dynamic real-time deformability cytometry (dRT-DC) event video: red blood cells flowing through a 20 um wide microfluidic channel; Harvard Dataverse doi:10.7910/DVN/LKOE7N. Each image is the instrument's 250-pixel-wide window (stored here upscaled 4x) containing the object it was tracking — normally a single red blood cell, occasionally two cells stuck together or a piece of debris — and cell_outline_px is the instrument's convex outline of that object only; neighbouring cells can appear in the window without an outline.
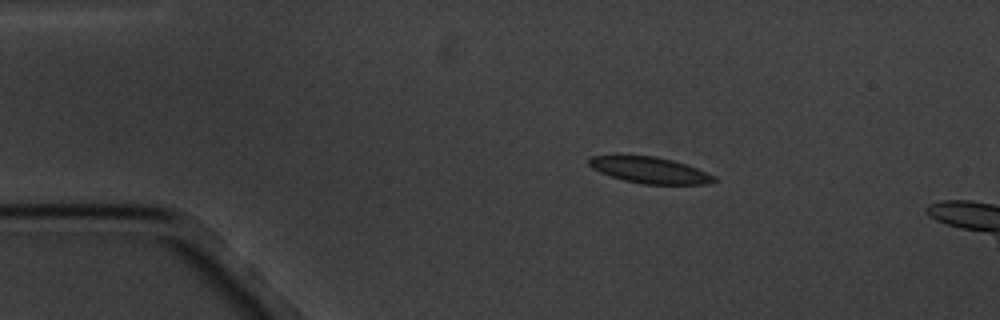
{"species": "common noctule bat (a hibernating species)", "species_latin": "Nyctalus noctula", "temperature_condition": "cold", "stored_images_in_passage": 5, "camera_frame_rate_fps": 3000, "um_per_image_px": 0.085, "animal": {"sex": "male", "body_mass_g": 20.1, "forearm_length_mm": 53.5}, "frame": {"image": 1, "passage_image": 3, "time_ms": 3.0, "image_size_px": [1000, 320], "cell_outline_px": [[716, 180], [708, 184], [644, 184], [624, 180], [600, 172], [592, 168], [588, 164], [588, 156], [616, 152], [656, 156], [672, 160], [696, 168], [716, 176]], "centroid_in_image_um": [55.1, 14.4], "position_along_channel_um": 29.9, "area_um2": 19.83}}